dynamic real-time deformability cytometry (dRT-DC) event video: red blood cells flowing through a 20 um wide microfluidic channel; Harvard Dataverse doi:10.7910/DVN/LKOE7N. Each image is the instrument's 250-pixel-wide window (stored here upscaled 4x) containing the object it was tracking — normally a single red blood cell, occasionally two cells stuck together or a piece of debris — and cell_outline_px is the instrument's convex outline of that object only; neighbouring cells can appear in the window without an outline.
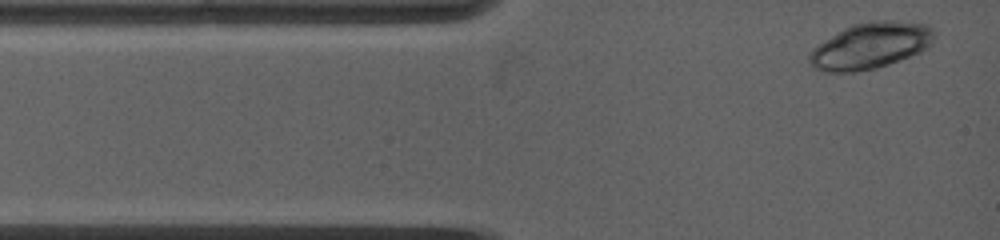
{"species": "common noctule bat (a hibernating species)", "species_latin": "Nyctalus noctula", "temperature_condition": "warm", "stored_images_in_passage": 3, "camera_frame_rate_fps": 5000, "um_per_image_px": 0.085, "animal": {"sex": "female", "body_mass_g": 19.0, "forearm_length_mm": 53.3}, "frame": {"image": 1, "passage_image": 1, "time_ms": 0.0, "image_size_px": [1000, 240], "cell_outline_px": [[936, 32], [932, 44], [928, 48], [920, 52], [888, 64], [876, 68], [852, 72], [824, 72], [808, 64], [808, 56], [812, 48], [844, 28], [852, 24], [868, 20], [896, 20], [928, 24]], "centroid_in_image_um": [74.01, 3.87], "position_along_channel_um": 11.0, "area_um2": 33.93}}
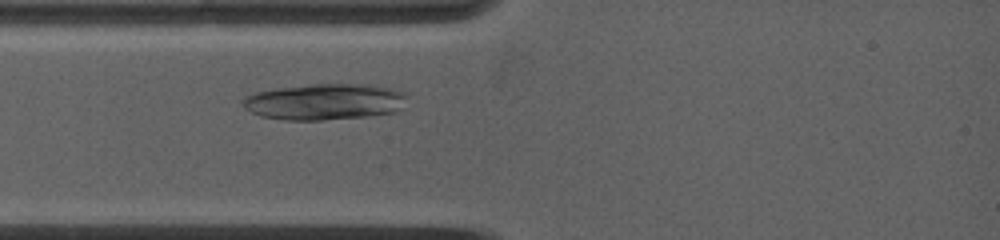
{"frame": {"image": 2, "passage_image": 3, "time_ms": 2.2, "image_size_px": [1000, 240], "cell_outline_px": [[408, 92], [400, 108], [396, 112], [368, 116], [324, 120], [284, 120], [260, 116], [244, 108], [244, 96], [256, 92], [280, 88], [312, 84], [368, 84], [392, 88]], "centroid_in_image_um": [27.62, 8.65], "position_along_channel_um": 57.4, "area_um2": 34.68}}